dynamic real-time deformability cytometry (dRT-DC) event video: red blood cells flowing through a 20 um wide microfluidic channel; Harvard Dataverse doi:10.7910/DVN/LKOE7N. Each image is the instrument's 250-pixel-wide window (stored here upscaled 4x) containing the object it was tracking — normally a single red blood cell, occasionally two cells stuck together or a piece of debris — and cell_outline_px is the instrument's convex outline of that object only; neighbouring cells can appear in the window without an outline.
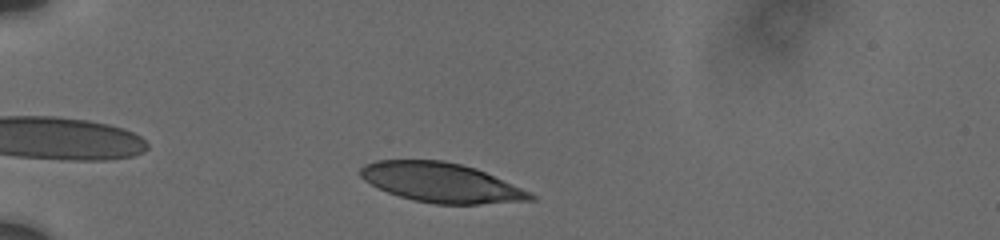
{"species": "human", "species_latin": "Homo sapiens", "temperature_condition": "cold", "stored_images_in_passage": 17, "camera_frame_rate_fps": 3000, "um_per_image_px": 0.085, "donor": {"sex": "male"}, "frame": {"image": 1, "passage_image": 3, "time_ms": 0.667, "image_size_px": [1000, 240], "cell_outline_px": [[536, 200], [480, 204], [432, 204], [412, 200], [388, 192], [364, 180], [360, 176], [360, 168], [364, 164], [376, 160], [444, 160], [476, 168], [520, 188], [536, 196]], "centroid_in_image_um": [37.47, 15.52], "position_along_channel_um": 47.5, "area_um2": 38.9}}
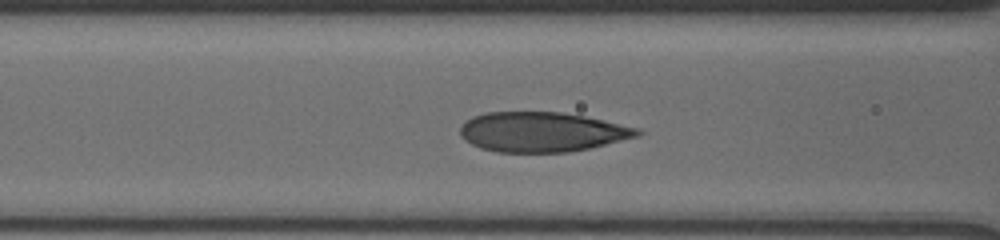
{"frame": {"image": 2, "passage_image": 11, "time_ms": 3.667, "image_size_px": [1000, 240], "cell_outline_px": [[644, 132], [640, 136], [588, 148], [568, 152], [496, 152], [480, 148], [464, 140], [460, 136], [460, 128], [464, 120], [472, 116], [488, 112], [560, 112], [584, 116], [640, 128]], "centroid_in_image_um": [46.05, 11.21], "position_along_channel_um": 120.6, "area_um2": 41.21}}
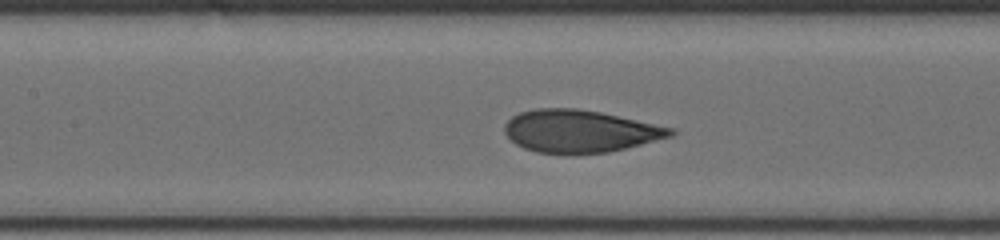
{"frame": {"image": 3, "passage_image": 14, "time_ms": 4.667, "image_size_px": [1000, 240], "cell_outline_px": [[676, 132], [672, 136], [608, 152], [576, 156], [564, 156], [536, 152], [524, 148], [516, 144], [504, 132], [504, 124], [512, 116], [520, 112], [536, 108], [576, 108], [600, 112], [676, 128]], "centroid_in_image_um": [49.27, 11.17], "position_along_channel_um": 158.1, "area_um2": 41.73}}